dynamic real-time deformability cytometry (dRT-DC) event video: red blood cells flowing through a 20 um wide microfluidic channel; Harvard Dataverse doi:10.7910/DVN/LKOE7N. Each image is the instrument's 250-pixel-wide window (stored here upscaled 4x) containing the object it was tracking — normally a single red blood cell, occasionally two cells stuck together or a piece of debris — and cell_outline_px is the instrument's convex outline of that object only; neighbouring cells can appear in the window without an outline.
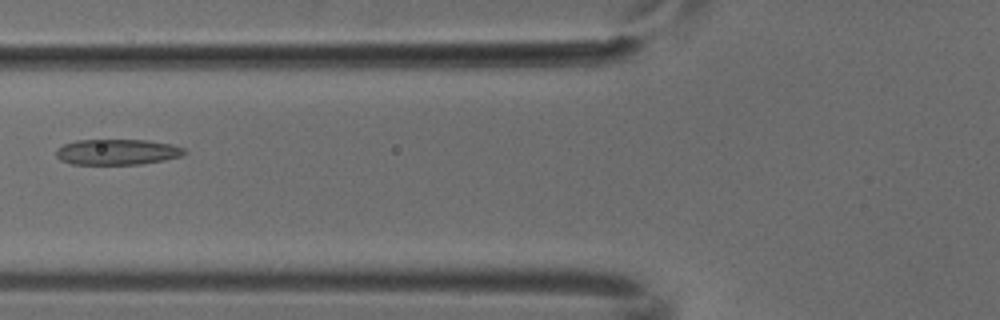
{"species": "common noctule bat (a hibernating species)", "species_latin": "Nyctalus noctula", "temperature_condition": "cold", "stored_images_in_passage": 7, "camera_frame_rate_fps": 3000, "um_per_image_px": 0.085, "animal": {"sex": "male", "body_mass_g": 18.8}, "frame": {"image": 1, "passage_image": 7, "time_ms": 2.0, "image_size_px": [1000, 320], "cell_outline_px": [[188, 152], [180, 156], [164, 160], [140, 164], [72, 164], [60, 160], [56, 156], [56, 148], [64, 144], [76, 140], [148, 140], [172, 144], [184, 148]], "centroid_in_image_um": [9.96, 12.91], "position_along_channel_um": 115.8, "area_um2": 19.25}}